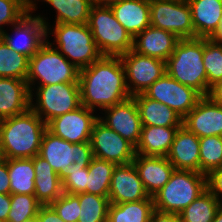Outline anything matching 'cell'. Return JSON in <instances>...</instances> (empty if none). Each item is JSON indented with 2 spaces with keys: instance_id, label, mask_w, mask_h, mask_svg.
<instances>
[{
  "instance_id": "obj_1",
  "label": "cell",
  "mask_w": 222,
  "mask_h": 222,
  "mask_svg": "<svg viewBox=\"0 0 222 222\" xmlns=\"http://www.w3.org/2000/svg\"><path fill=\"white\" fill-rule=\"evenodd\" d=\"M79 85L81 105L93 111L95 107L104 110L132 97L120 56H102L81 69Z\"/></svg>"
},
{
  "instance_id": "obj_2",
  "label": "cell",
  "mask_w": 222,
  "mask_h": 222,
  "mask_svg": "<svg viewBox=\"0 0 222 222\" xmlns=\"http://www.w3.org/2000/svg\"><path fill=\"white\" fill-rule=\"evenodd\" d=\"M47 124L30 108L0 120V144L5 159L33 158L39 154Z\"/></svg>"
},
{
  "instance_id": "obj_3",
  "label": "cell",
  "mask_w": 222,
  "mask_h": 222,
  "mask_svg": "<svg viewBox=\"0 0 222 222\" xmlns=\"http://www.w3.org/2000/svg\"><path fill=\"white\" fill-rule=\"evenodd\" d=\"M204 38L180 39L166 60V73L183 85L207 96V75L203 64Z\"/></svg>"
},
{
  "instance_id": "obj_4",
  "label": "cell",
  "mask_w": 222,
  "mask_h": 222,
  "mask_svg": "<svg viewBox=\"0 0 222 222\" xmlns=\"http://www.w3.org/2000/svg\"><path fill=\"white\" fill-rule=\"evenodd\" d=\"M207 189V175L174 169L169 181L153 196L154 208L179 214Z\"/></svg>"
},
{
  "instance_id": "obj_5",
  "label": "cell",
  "mask_w": 222,
  "mask_h": 222,
  "mask_svg": "<svg viewBox=\"0 0 222 222\" xmlns=\"http://www.w3.org/2000/svg\"><path fill=\"white\" fill-rule=\"evenodd\" d=\"M54 25L53 31L49 28V25L46 26V37H48L51 30V33L55 35V44L58 45L52 47L57 49L79 70L90 66L103 56L87 24L61 23Z\"/></svg>"
},
{
  "instance_id": "obj_6",
  "label": "cell",
  "mask_w": 222,
  "mask_h": 222,
  "mask_svg": "<svg viewBox=\"0 0 222 222\" xmlns=\"http://www.w3.org/2000/svg\"><path fill=\"white\" fill-rule=\"evenodd\" d=\"M48 40L29 58V71L26 82L32 94L35 81L39 86L59 83H79L80 70L70 63ZM33 88V89H32Z\"/></svg>"
},
{
  "instance_id": "obj_7",
  "label": "cell",
  "mask_w": 222,
  "mask_h": 222,
  "mask_svg": "<svg viewBox=\"0 0 222 222\" xmlns=\"http://www.w3.org/2000/svg\"><path fill=\"white\" fill-rule=\"evenodd\" d=\"M87 25L103 56H120L133 49L132 35L117 21L110 6L92 5Z\"/></svg>"
},
{
  "instance_id": "obj_8",
  "label": "cell",
  "mask_w": 222,
  "mask_h": 222,
  "mask_svg": "<svg viewBox=\"0 0 222 222\" xmlns=\"http://www.w3.org/2000/svg\"><path fill=\"white\" fill-rule=\"evenodd\" d=\"M31 94L30 108L47 124L50 120L81 106L79 83L37 86ZM34 94V95H33ZM33 96L36 103L33 104Z\"/></svg>"
},
{
  "instance_id": "obj_9",
  "label": "cell",
  "mask_w": 222,
  "mask_h": 222,
  "mask_svg": "<svg viewBox=\"0 0 222 222\" xmlns=\"http://www.w3.org/2000/svg\"><path fill=\"white\" fill-rule=\"evenodd\" d=\"M39 156L44 158L61 177L71 163L90 165L93 158L90 142L71 143L45 131Z\"/></svg>"
},
{
  "instance_id": "obj_10",
  "label": "cell",
  "mask_w": 222,
  "mask_h": 222,
  "mask_svg": "<svg viewBox=\"0 0 222 222\" xmlns=\"http://www.w3.org/2000/svg\"><path fill=\"white\" fill-rule=\"evenodd\" d=\"M150 23L175 34L179 39L195 38L187 0H150Z\"/></svg>"
},
{
  "instance_id": "obj_11",
  "label": "cell",
  "mask_w": 222,
  "mask_h": 222,
  "mask_svg": "<svg viewBox=\"0 0 222 222\" xmlns=\"http://www.w3.org/2000/svg\"><path fill=\"white\" fill-rule=\"evenodd\" d=\"M120 59L125 69L126 84L131 96L144 93L166 73V61L140 55L133 50L120 55Z\"/></svg>"
},
{
  "instance_id": "obj_12",
  "label": "cell",
  "mask_w": 222,
  "mask_h": 222,
  "mask_svg": "<svg viewBox=\"0 0 222 222\" xmlns=\"http://www.w3.org/2000/svg\"><path fill=\"white\" fill-rule=\"evenodd\" d=\"M144 94L153 100L167 105L184 118L203 97L195 89L181 84L165 73L155 81Z\"/></svg>"
},
{
  "instance_id": "obj_13",
  "label": "cell",
  "mask_w": 222,
  "mask_h": 222,
  "mask_svg": "<svg viewBox=\"0 0 222 222\" xmlns=\"http://www.w3.org/2000/svg\"><path fill=\"white\" fill-rule=\"evenodd\" d=\"M93 157L110 161L116 165L130 164L135 158V147L107 127L99 119L95 122L90 137Z\"/></svg>"
},
{
  "instance_id": "obj_14",
  "label": "cell",
  "mask_w": 222,
  "mask_h": 222,
  "mask_svg": "<svg viewBox=\"0 0 222 222\" xmlns=\"http://www.w3.org/2000/svg\"><path fill=\"white\" fill-rule=\"evenodd\" d=\"M31 14L30 11L13 25L15 37L6 31L0 34L10 49L29 58L46 42V26L48 25L43 16Z\"/></svg>"
},
{
  "instance_id": "obj_15",
  "label": "cell",
  "mask_w": 222,
  "mask_h": 222,
  "mask_svg": "<svg viewBox=\"0 0 222 222\" xmlns=\"http://www.w3.org/2000/svg\"><path fill=\"white\" fill-rule=\"evenodd\" d=\"M94 112L81 105L76 110L50 120L47 130L71 143L90 142L93 126L98 120Z\"/></svg>"
},
{
  "instance_id": "obj_16",
  "label": "cell",
  "mask_w": 222,
  "mask_h": 222,
  "mask_svg": "<svg viewBox=\"0 0 222 222\" xmlns=\"http://www.w3.org/2000/svg\"><path fill=\"white\" fill-rule=\"evenodd\" d=\"M102 111H105V117L99 116L98 119L136 148L140 141L142 124L135 99L130 97Z\"/></svg>"
},
{
  "instance_id": "obj_17",
  "label": "cell",
  "mask_w": 222,
  "mask_h": 222,
  "mask_svg": "<svg viewBox=\"0 0 222 222\" xmlns=\"http://www.w3.org/2000/svg\"><path fill=\"white\" fill-rule=\"evenodd\" d=\"M182 126L199 138L222 136V106L203 96L183 118Z\"/></svg>"
},
{
  "instance_id": "obj_18",
  "label": "cell",
  "mask_w": 222,
  "mask_h": 222,
  "mask_svg": "<svg viewBox=\"0 0 222 222\" xmlns=\"http://www.w3.org/2000/svg\"><path fill=\"white\" fill-rule=\"evenodd\" d=\"M150 197L133 163L116 165L113 170L109 201L114 204L136 202Z\"/></svg>"
},
{
  "instance_id": "obj_19",
  "label": "cell",
  "mask_w": 222,
  "mask_h": 222,
  "mask_svg": "<svg viewBox=\"0 0 222 222\" xmlns=\"http://www.w3.org/2000/svg\"><path fill=\"white\" fill-rule=\"evenodd\" d=\"M180 39L173 33L152 25L133 38V51L166 61Z\"/></svg>"
},
{
  "instance_id": "obj_20",
  "label": "cell",
  "mask_w": 222,
  "mask_h": 222,
  "mask_svg": "<svg viewBox=\"0 0 222 222\" xmlns=\"http://www.w3.org/2000/svg\"><path fill=\"white\" fill-rule=\"evenodd\" d=\"M132 163L150 197H153L169 181L175 169L164 156L135 154Z\"/></svg>"
},
{
  "instance_id": "obj_21",
  "label": "cell",
  "mask_w": 222,
  "mask_h": 222,
  "mask_svg": "<svg viewBox=\"0 0 222 222\" xmlns=\"http://www.w3.org/2000/svg\"><path fill=\"white\" fill-rule=\"evenodd\" d=\"M199 148V137L181 126L166 157L175 169L200 172Z\"/></svg>"
},
{
  "instance_id": "obj_22",
  "label": "cell",
  "mask_w": 222,
  "mask_h": 222,
  "mask_svg": "<svg viewBox=\"0 0 222 222\" xmlns=\"http://www.w3.org/2000/svg\"><path fill=\"white\" fill-rule=\"evenodd\" d=\"M31 93L26 80L0 78V120L30 109Z\"/></svg>"
},
{
  "instance_id": "obj_23",
  "label": "cell",
  "mask_w": 222,
  "mask_h": 222,
  "mask_svg": "<svg viewBox=\"0 0 222 222\" xmlns=\"http://www.w3.org/2000/svg\"><path fill=\"white\" fill-rule=\"evenodd\" d=\"M110 8L133 38L151 25L150 0H119Z\"/></svg>"
},
{
  "instance_id": "obj_24",
  "label": "cell",
  "mask_w": 222,
  "mask_h": 222,
  "mask_svg": "<svg viewBox=\"0 0 222 222\" xmlns=\"http://www.w3.org/2000/svg\"><path fill=\"white\" fill-rule=\"evenodd\" d=\"M191 8L195 38L210 39L222 19V0H187Z\"/></svg>"
},
{
  "instance_id": "obj_25",
  "label": "cell",
  "mask_w": 222,
  "mask_h": 222,
  "mask_svg": "<svg viewBox=\"0 0 222 222\" xmlns=\"http://www.w3.org/2000/svg\"><path fill=\"white\" fill-rule=\"evenodd\" d=\"M138 106L142 126L181 127L183 118L167 105L144 93L132 96Z\"/></svg>"
},
{
  "instance_id": "obj_26",
  "label": "cell",
  "mask_w": 222,
  "mask_h": 222,
  "mask_svg": "<svg viewBox=\"0 0 222 222\" xmlns=\"http://www.w3.org/2000/svg\"><path fill=\"white\" fill-rule=\"evenodd\" d=\"M35 169V197L42 205H49L63 194L61 177L41 156L33 157Z\"/></svg>"
},
{
  "instance_id": "obj_27",
  "label": "cell",
  "mask_w": 222,
  "mask_h": 222,
  "mask_svg": "<svg viewBox=\"0 0 222 222\" xmlns=\"http://www.w3.org/2000/svg\"><path fill=\"white\" fill-rule=\"evenodd\" d=\"M180 127L142 126L136 154L144 156H164L170 151L175 134Z\"/></svg>"
},
{
  "instance_id": "obj_28",
  "label": "cell",
  "mask_w": 222,
  "mask_h": 222,
  "mask_svg": "<svg viewBox=\"0 0 222 222\" xmlns=\"http://www.w3.org/2000/svg\"><path fill=\"white\" fill-rule=\"evenodd\" d=\"M10 194H35L33 158L7 159Z\"/></svg>"
},
{
  "instance_id": "obj_29",
  "label": "cell",
  "mask_w": 222,
  "mask_h": 222,
  "mask_svg": "<svg viewBox=\"0 0 222 222\" xmlns=\"http://www.w3.org/2000/svg\"><path fill=\"white\" fill-rule=\"evenodd\" d=\"M154 210L153 197L122 204L110 203L107 222H150Z\"/></svg>"
},
{
  "instance_id": "obj_30",
  "label": "cell",
  "mask_w": 222,
  "mask_h": 222,
  "mask_svg": "<svg viewBox=\"0 0 222 222\" xmlns=\"http://www.w3.org/2000/svg\"><path fill=\"white\" fill-rule=\"evenodd\" d=\"M36 1V0H35ZM56 10L55 24H87L91 0H43Z\"/></svg>"
},
{
  "instance_id": "obj_31",
  "label": "cell",
  "mask_w": 222,
  "mask_h": 222,
  "mask_svg": "<svg viewBox=\"0 0 222 222\" xmlns=\"http://www.w3.org/2000/svg\"><path fill=\"white\" fill-rule=\"evenodd\" d=\"M222 206L208 189L179 213L181 222H212L216 212Z\"/></svg>"
},
{
  "instance_id": "obj_32",
  "label": "cell",
  "mask_w": 222,
  "mask_h": 222,
  "mask_svg": "<svg viewBox=\"0 0 222 222\" xmlns=\"http://www.w3.org/2000/svg\"><path fill=\"white\" fill-rule=\"evenodd\" d=\"M116 164L93 157L88 166L86 193L109 197V188Z\"/></svg>"
},
{
  "instance_id": "obj_33",
  "label": "cell",
  "mask_w": 222,
  "mask_h": 222,
  "mask_svg": "<svg viewBox=\"0 0 222 222\" xmlns=\"http://www.w3.org/2000/svg\"><path fill=\"white\" fill-rule=\"evenodd\" d=\"M29 71V57L19 54L0 37V78L26 80Z\"/></svg>"
},
{
  "instance_id": "obj_34",
  "label": "cell",
  "mask_w": 222,
  "mask_h": 222,
  "mask_svg": "<svg viewBox=\"0 0 222 222\" xmlns=\"http://www.w3.org/2000/svg\"><path fill=\"white\" fill-rule=\"evenodd\" d=\"M76 196L81 209L77 222H107L109 198L89 193Z\"/></svg>"
},
{
  "instance_id": "obj_35",
  "label": "cell",
  "mask_w": 222,
  "mask_h": 222,
  "mask_svg": "<svg viewBox=\"0 0 222 222\" xmlns=\"http://www.w3.org/2000/svg\"><path fill=\"white\" fill-rule=\"evenodd\" d=\"M200 172L208 175L222 167V136L199 138Z\"/></svg>"
},
{
  "instance_id": "obj_36",
  "label": "cell",
  "mask_w": 222,
  "mask_h": 222,
  "mask_svg": "<svg viewBox=\"0 0 222 222\" xmlns=\"http://www.w3.org/2000/svg\"><path fill=\"white\" fill-rule=\"evenodd\" d=\"M41 205L35 195L11 194L7 222H24L36 218Z\"/></svg>"
},
{
  "instance_id": "obj_37",
  "label": "cell",
  "mask_w": 222,
  "mask_h": 222,
  "mask_svg": "<svg viewBox=\"0 0 222 222\" xmlns=\"http://www.w3.org/2000/svg\"><path fill=\"white\" fill-rule=\"evenodd\" d=\"M203 64L207 75V87L210 89L222 80V45L204 38Z\"/></svg>"
},
{
  "instance_id": "obj_38",
  "label": "cell",
  "mask_w": 222,
  "mask_h": 222,
  "mask_svg": "<svg viewBox=\"0 0 222 222\" xmlns=\"http://www.w3.org/2000/svg\"><path fill=\"white\" fill-rule=\"evenodd\" d=\"M89 165L71 163L61 176L63 192L68 194L86 193Z\"/></svg>"
},
{
  "instance_id": "obj_39",
  "label": "cell",
  "mask_w": 222,
  "mask_h": 222,
  "mask_svg": "<svg viewBox=\"0 0 222 222\" xmlns=\"http://www.w3.org/2000/svg\"><path fill=\"white\" fill-rule=\"evenodd\" d=\"M64 222H77L80 214L79 198L75 194H63L49 204Z\"/></svg>"
},
{
  "instance_id": "obj_40",
  "label": "cell",
  "mask_w": 222,
  "mask_h": 222,
  "mask_svg": "<svg viewBox=\"0 0 222 222\" xmlns=\"http://www.w3.org/2000/svg\"><path fill=\"white\" fill-rule=\"evenodd\" d=\"M29 12L19 0H0V34L5 31L3 25H14Z\"/></svg>"
},
{
  "instance_id": "obj_41",
  "label": "cell",
  "mask_w": 222,
  "mask_h": 222,
  "mask_svg": "<svg viewBox=\"0 0 222 222\" xmlns=\"http://www.w3.org/2000/svg\"><path fill=\"white\" fill-rule=\"evenodd\" d=\"M207 189L222 202L219 199L222 196V167L211 171L207 175Z\"/></svg>"
},
{
  "instance_id": "obj_42",
  "label": "cell",
  "mask_w": 222,
  "mask_h": 222,
  "mask_svg": "<svg viewBox=\"0 0 222 222\" xmlns=\"http://www.w3.org/2000/svg\"><path fill=\"white\" fill-rule=\"evenodd\" d=\"M36 219L37 222H64L50 205H41Z\"/></svg>"
},
{
  "instance_id": "obj_43",
  "label": "cell",
  "mask_w": 222,
  "mask_h": 222,
  "mask_svg": "<svg viewBox=\"0 0 222 222\" xmlns=\"http://www.w3.org/2000/svg\"><path fill=\"white\" fill-rule=\"evenodd\" d=\"M0 193L10 194V180L8 174L7 159L0 162Z\"/></svg>"
},
{
  "instance_id": "obj_44",
  "label": "cell",
  "mask_w": 222,
  "mask_h": 222,
  "mask_svg": "<svg viewBox=\"0 0 222 222\" xmlns=\"http://www.w3.org/2000/svg\"><path fill=\"white\" fill-rule=\"evenodd\" d=\"M150 222H181L179 214L165 213L154 210Z\"/></svg>"
},
{
  "instance_id": "obj_45",
  "label": "cell",
  "mask_w": 222,
  "mask_h": 222,
  "mask_svg": "<svg viewBox=\"0 0 222 222\" xmlns=\"http://www.w3.org/2000/svg\"><path fill=\"white\" fill-rule=\"evenodd\" d=\"M11 206V194L0 193V221L7 222V216Z\"/></svg>"
},
{
  "instance_id": "obj_46",
  "label": "cell",
  "mask_w": 222,
  "mask_h": 222,
  "mask_svg": "<svg viewBox=\"0 0 222 222\" xmlns=\"http://www.w3.org/2000/svg\"><path fill=\"white\" fill-rule=\"evenodd\" d=\"M213 102L222 106V80L210 87L207 95Z\"/></svg>"
},
{
  "instance_id": "obj_47",
  "label": "cell",
  "mask_w": 222,
  "mask_h": 222,
  "mask_svg": "<svg viewBox=\"0 0 222 222\" xmlns=\"http://www.w3.org/2000/svg\"><path fill=\"white\" fill-rule=\"evenodd\" d=\"M213 42L222 45V19L217 31L210 38Z\"/></svg>"
},
{
  "instance_id": "obj_48",
  "label": "cell",
  "mask_w": 222,
  "mask_h": 222,
  "mask_svg": "<svg viewBox=\"0 0 222 222\" xmlns=\"http://www.w3.org/2000/svg\"><path fill=\"white\" fill-rule=\"evenodd\" d=\"M119 0H91L92 5L96 6H110Z\"/></svg>"
},
{
  "instance_id": "obj_49",
  "label": "cell",
  "mask_w": 222,
  "mask_h": 222,
  "mask_svg": "<svg viewBox=\"0 0 222 222\" xmlns=\"http://www.w3.org/2000/svg\"><path fill=\"white\" fill-rule=\"evenodd\" d=\"M29 11L32 13L36 11L35 9L37 8V4L33 0H19Z\"/></svg>"
},
{
  "instance_id": "obj_50",
  "label": "cell",
  "mask_w": 222,
  "mask_h": 222,
  "mask_svg": "<svg viewBox=\"0 0 222 222\" xmlns=\"http://www.w3.org/2000/svg\"><path fill=\"white\" fill-rule=\"evenodd\" d=\"M212 222H222V206L216 212V215H215L214 220Z\"/></svg>"
},
{
  "instance_id": "obj_51",
  "label": "cell",
  "mask_w": 222,
  "mask_h": 222,
  "mask_svg": "<svg viewBox=\"0 0 222 222\" xmlns=\"http://www.w3.org/2000/svg\"><path fill=\"white\" fill-rule=\"evenodd\" d=\"M4 160H5V157H4L3 150H2V147H1V144H0V162H2Z\"/></svg>"
},
{
  "instance_id": "obj_52",
  "label": "cell",
  "mask_w": 222,
  "mask_h": 222,
  "mask_svg": "<svg viewBox=\"0 0 222 222\" xmlns=\"http://www.w3.org/2000/svg\"><path fill=\"white\" fill-rule=\"evenodd\" d=\"M24 222H37V219L36 218H32V219L26 220Z\"/></svg>"
}]
</instances>
